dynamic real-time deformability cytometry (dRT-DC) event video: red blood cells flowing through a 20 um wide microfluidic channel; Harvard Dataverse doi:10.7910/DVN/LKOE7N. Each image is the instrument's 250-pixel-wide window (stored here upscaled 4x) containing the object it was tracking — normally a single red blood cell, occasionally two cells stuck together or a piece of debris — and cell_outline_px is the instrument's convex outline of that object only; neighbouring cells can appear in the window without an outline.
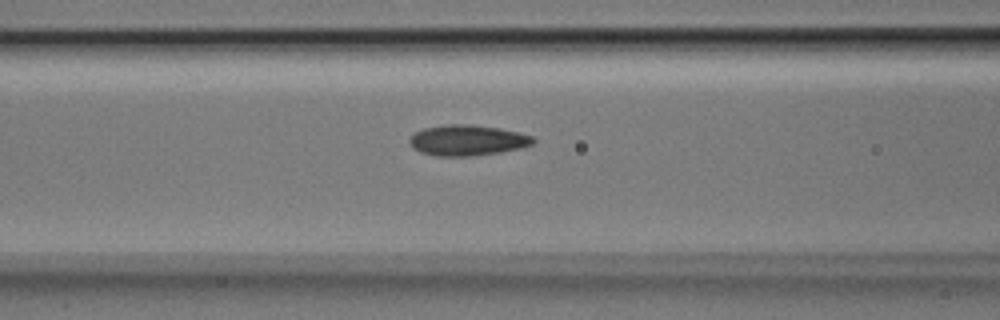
{"species": "Egyptian fruit bat (a non-hibernating species)", "species_latin": "Rousettus aegyptiacus", "temperature_condition": "room temperature", "stored_images_in_passage": 15, "camera_frame_rate_fps": 3000, "um_per_image_px": 0.085, "animal": {"sex": "male"}, "frame": {"image": 1, "passage_image": 13, "time_ms": 4.0, "image_size_px": [1000, 320], "cell_outline_px": [[536, 140], [532, 144], [524, 148], [476, 156], [436, 156], [420, 152], [412, 148], [408, 140], [416, 132], [424, 128], [444, 124], [468, 124], [500, 128], [520, 132], [532, 136]], "centroid_in_image_um": [39.75, 11.93], "position_along_channel_um": 126.9, "area_um2": 22.37}}